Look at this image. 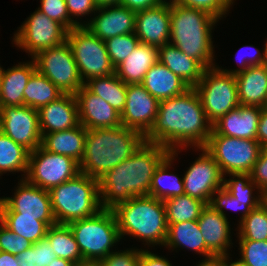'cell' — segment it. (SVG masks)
<instances>
[{
  "instance_id": "6da1fadb",
  "label": "cell",
  "mask_w": 267,
  "mask_h": 266,
  "mask_svg": "<svg viewBox=\"0 0 267 266\" xmlns=\"http://www.w3.org/2000/svg\"><path fill=\"white\" fill-rule=\"evenodd\" d=\"M212 133L202 102L194 87L159 102L155 123L145 136L146 143L158 144L170 151L180 148H204Z\"/></svg>"
},
{
  "instance_id": "7a4b0ae2",
  "label": "cell",
  "mask_w": 267,
  "mask_h": 266,
  "mask_svg": "<svg viewBox=\"0 0 267 266\" xmlns=\"http://www.w3.org/2000/svg\"><path fill=\"white\" fill-rule=\"evenodd\" d=\"M170 154L164 146L145 142L128 159L106 172L98 180L102 208L113 209L133 197L147 196L156 169Z\"/></svg>"
},
{
  "instance_id": "3957f363",
  "label": "cell",
  "mask_w": 267,
  "mask_h": 266,
  "mask_svg": "<svg viewBox=\"0 0 267 266\" xmlns=\"http://www.w3.org/2000/svg\"><path fill=\"white\" fill-rule=\"evenodd\" d=\"M170 12V43L206 69L217 66L213 32L220 20L205 10L175 1L170 2Z\"/></svg>"
},
{
  "instance_id": "277c9868",
  "label": "cell",
  "mask_w": 267,
  "mask_h": 266,
  "mask_svg": "<svg viewBox=\"0 0 267 266\" xmlns=\"http://www.w3.org/2000/svg\"><path fill=\"white\" fill-rule=\"evenodd\" d=\"M145 136L123 125L88 130L80 172L99 180L106 172L133 155Z\"/></svg>"
},
{
  "instance_id": "5b68a950",
  "label": "cell",
  "mask_w": 267,
  "mask_h": 266,
  "mask_svg": "<svg viewBox=\"0 0 267 266\" xmlns=\"http://www.w3.org/2000/svg\"><path fill=\"white\" fill-rule=\"evenodd\" d=\"M111 210L122 242L129 237L141 242L143 249L155 250V246H164L168 230L164 201L148 195L137 196Z\"/></svg>"
},
{
  "instance_id": "8992f818",
  "label": "cell",
  "mask_w": 267,
  "mask_h": 266,
  "mask_svg": "<svg viewBox=\"0 0 267 266\" xmlns=\"http://www.w3.org/2000/svg\"><path fill=\"white\" fill-rule=\"evenodd\" d=\"M48 192L57 224L91 217L103 209L98 179L82 172Z\"/></svg>"
},
{
  "instance_id": "52a82bcc",
  "label": "cell",
  "mask_w": 267,
  "mask_h": 266,
  "mask_svg": "<svg viewBox=\"0 0 267 266\" xmlns=\"http://www.w3.org/2000/svg\"><path fill=\"white\" fill-rule=\"evenodd\" d=\"M83 260L102 261L122 244L115 215L111 209L68 223ZM115 249V250H114Z\"/></svg>"
},
{
  "instance_id": "ba28073f",
  "label": "cell",
  "mask_w": 267,
  "mask_h": 266,
  "mask_svg": "<svg viewBox=\"0 0 267 266\" xmlns=\"http://www.w3.org/2000/svg\"><path fill=\"white\" fill-rule=\"evenodd\" d=\"M66 41L73 52L84 84L90 79L115 73L105 41L93 35L85 26L69 30Z\"/></svg>"
},
{
  "instance_id": "9c48e42d",
  "label": "cell",
  "mask_w": 267,
  "mask_h": 266,
  "mask_svg": "<svg viewBox=\"0 0 267 266\" xmlns=\"http://www.w3.org/2000/svg\"><path fill=\"white\" fill-rule=\"evenodd\" d=\"M194 89L212 124L240 105L235 75L223 72L218 66L205 69Z\"/></svg>"
},
{
  "instance_id": "30bf717a",
  "label": "cell",
  "mask_w": 267,
  "mask_h": 266,
  "mask_svg": "<svg viewBox=\"0 0 267 266\" xmlns=\"http://www.w3.org/2000/svg\"><path fill=\"white\" fill-rule=\"evenodd\" d=\"M204 149L214 158L223 175L251 173L262 151L257 140L211 134Z\"/></svg>"
},
{
  "instance_id": "8fae6325",
  "label": "cell",
  "mask_w": 267,
  "mask_h": 266,
  "mask_svg": "<svg viewBox=\"0 0 267 266\" xmlns=\"http://www.w3.org/2000/svg\"><path fill=\"white\" fill-rule=\"evenodd\" d=\"M67 33L68 30L62 24L35 9L10 38L14 47L25 51L32 58L41 50L66 42Z\"/></svg>"
},
{
  "instance_id": "7c38bea8",
  "label": "cell",
  "mask_w": 267,
  "mask_h": 266,
  "mask_svg": "<svg viewBox=\"0 0 267 266\" xmlns=\"http://www.w3.org/2000/svg\"><path fill=\"white\" fill-rule=\"evenodd\" d=\"M79 173V163L73 158L49 152L40 146L29 153L25 179L30 184L49 191Z\"/></svg>"
},
{
  "instance_id": "4fadbf2b",
  "label": "cell",
  "mask_w": 267,
  "mask_h": 266,
  "mask_svg": "<svg viewBox=\"0 0 267 266\" xmlns=\"http://www.w3.org/2000/svg\"><path fill=\"white\" fill-rule=\"evenodd\" d=\"M32 58L36 69L62 93L75 94L84 85L67 41L57 47L41 50Z\"/></svg>"
},
{
  "instance_id": "5bb4252c",
  "label": "cell",
  "mask_w": 267,
  "mask_h": 266,
  "mask_svg": "<svg viewBox=\"0 0 267 266\" xmlns=\"http://www.w3.org/2000/svg\"><path fill=\"white\" fill-rule=\"evenodd\" d=\"M11 196L0 200V212H17L20 216L36 217L49 227L56 224L50 195L47 190L30 184L26 179H18Z\"/></svg>"
},
{
  "instance_id": "9a60e30c",
  "label": "cell",
  "mask_w": 267,
  "mask_h": 266,
  "mask_svg": "<svg viewBox=\"0 0 267 266\" xmlns=\"http://www.w3.org/2000/svg\"><path fill=\"white\" fill-rule=\"evenodd\" d=\"M200 152L194 162L183 173L185 194L209 205L212 195L223 187L224 175L214 158L204 148H194Z\"/></svg>"
},
{
  "instance_id": "2e32d148",
  "label": "cell",
  "mask_w": 267,
  "mask_h": 266,
  "mask_svg": "<svg viewBox=\"0 0 267 266\" xmlns=\"http://www.w3.org/2000/svg\"><path fill=\"white\" fill-rule=\"evenodd\" d=\"M0 131L29 152L41 146L38 110L26 105L0 107Z\"/></svg>"
},
{
  "instance_id": "e0dca14e",
  "label": "cell",
  "mask_w": 267,
  "mask_h": 266,
  "mask_svg": "<svg viewBox=\"0 0 267 266\" xmlns=\"http://www.w3.org/2000/svg\"><path fill=\"white\" fill-rule=\"evenodd\" d=\"M159 102L141 84H128L122 125L146 136L155 123Z\"/></svg>"
},
{
  "instance_id": "ac0fdd59",
  "label": "cell",
  "mask_w": 267,
  "mask_h": 266,
  "mask_svg": "<svg viewBox=\"0 0 267 266\" xmlns=\"http://www.w3.org/2000/svg\"><path fill=\"white\" fill-rule=\"evenodd\" d=\"M136 12L119 4L98 7L85 27L101 40L135 33Z\"/></svg>"
},
{
  "instance_id": "d6986e66",
  "label": "cell",
  "mask_w": 267,
  "mask_h": 266,
  "mask_svg": "<svg viewBox=\"0 0 267 266\" xmlns=\"http://www.w3.org/2000/svg\"><path fill=\"white\" fill-rule=\"evenodd\" d=\"M170 1L136 12L135 34L140 43L161 47L170 43Z\"/></svg>"
},
{
  "instance_id": "ffe728a7",
  "label": "cell",
  "mask_w": 267,
  "mask_h": 266,
  "mask_svg": "<svg viewBox=\"0 0 267 266\" xmlns=\"http://www.w3.org/2000/svg\"><path fill=\"white\" fill-rule=\"evenodd\" d=\"M79 122L87 130L121 126V113L83 85L76 93Z\"/></svg>"
},
{
  "instance_id": "44dd1931",
  "label": "cell",
  "mask_w": 267,
  "mask_h": 266,
  "mask_svg": "<svg viewBox=\"0 0 267 266\" xmlns=\"http://www.w3.org/2000/svg\"><path fill=\"white\" fill-rule=\"evenodd\" d=\"M197 221L206 247L215 256L232 255L230 251L235 243L229 217L206 205Z\"/></svg>"
},
{
  "instance_id": "7402d4cb",
  "label": "cell",
  "mask_w": 267,
  "mask_h": 266,
  "mask_svg": "<svg viewBox=\"0 0 267 266\" xmlns=\"http://www.w3.org/2000/svg\"><path fill=\"white\" fill-rule=\"evenodd\" d=\"M41 135L77 127L79 122L78 104L75 94L63 93L55 101L39 110Z\"/></svg>"
},
{
  "instance_id": "603a6c76",
  "label": "cell",
  "mask_w": 267,
  "mask_h": 266,
  "mask_svg": "<svg viewBox=\"0 0 267 266\" xmlns=\"http://www.w3.org/2000/svg\"><path fill=\"white\" fill-rule=\"evenodd\" d=\"M261 110L257 106L239 105L212 124L211 134L257 140Z\"/></svg>"
},
{
  "instance_id": "cb8c5ba5",
  "label": "cell",
  "mask_w": 267,
  "mask_h": 266,
  "mask_svg": "<svg viewBox=\"0 0 267 266\" xmlns=\"http://www.w3.org/2000/svg\"><path fill=\"white\" fill-rule=\"evenodd\" d=\"M14 64L7 69L0 63V107L24 105V89L36 64L33 58Z\"/></svg>"
},
{
  "instance_id": "d4e9b609",
  "label": "cell",
  "mask_w": 267,
  "mask_h": 266,
  "mask_svg": "<svg viewBox=\"0 0 267 266\" xmlns=\"http://www.w3.org/2000/svg\"><path fill=\"white\" fill-rule=\"evenodd\" d=\"M169 252L179 253L186 251L194 252L200 258L215 256L207 247L199 229L197 220L168 224L167 237L163 246Z\"/></svg>"
},
{
  "instance_id": "484cf974",
  "label": "cell",
  "mask_w": 267,
  "mask_h": 266,
  "mask_svg": "<svg viewBox=\"0 0 267 266\" xmlns=\"http://www.w3.org/2000/svg\"><path fill=\"white\" fill-rule=\"evenodd\" d=\"M240 105L267 107V63L235 75Z\"/></svg>"
},
{
  "instance_id": "4316f807",
  "label": "cell",
  "mask_w": 267,
  "mask_h": 266,
  "mask_svg": "<svg viewBox=\"0 0 267 266\" xmlns=\"http://www.w3.org/2000/svg\"><path fill=\"white\" fill-rule=\"evenodd\" d=\"M158 61V47L139 43L132 53L115 67V74L127 85L141 84L147 71Z\"/></svg>"
},
{
  "instance_id": "83f0119b",
  "label": "cell",
  "mask_w": 267,
  "mask_h": 266,
  "mask_svg": "<svg viewBox=\"0 0 267 266\" xmlns=\"http://www.w3.org/2000/svg\"><path fill=\"white\" fill-rule=\"evenodd\" d=\"M184 150L185 152L186 150L188 151L187 148L171 151V154L156 169L148 196L164 201L165 199L185 194L183 177H181L183 175L173 173L174 169L176 170L173 167L175 166L174 162L181 159L178 158V154Z\"/></svg>"
},
{
  "instance_id": "f1b7e54d",
  "label": "cell",
  "mask_w": 267,
  "mask_h": 266,
  "mask_svg": "<svg viewBox=\"0 0 267 266\" xmlns=\"http://www.w3.org/2000/svg\"><path fill=\"white\" fill-rule=\"evenodd\" d=\"M158 55L159 62L190 87H195L198 84L206 69L199 61L188 57L171 43L159 47Z\"/></svg>"
},
{
  "instance_id": "f546056e",
  "label": "cell",
  "mask_w": 267,
  "mask_h": 266,
  "mask_svg": "<svg viewBox=\"0 0 267 266\" xmlns=\"http://www.w3.org/2000/svg\"><path fill=\"white\" fill-rule=\"evenodd\" d=\"M141 85L159 101L180 95L190 88L159 61L147 71Z\"/></svg>"
},
{
  "instance_id": "4dcf8cb0",
  "label": "cell",
  "mask_w": 267,
  "mask_h": 266,
  "mask_svg": "<svg viewBox=\"0 0 267 266\" xmlns=\"http://www.w3.org/2000/svg\"><path fill=\"white\" fill-rule=\"evenodd\" d=\"M87 129L79 124L77 127L44 134L41 146L52 153L73 158L79 164L84 156Z\"/></svg>"
},
{
  "instance_id": "1f68e13d",
  "label": "cell",
  "mask_w": 267,
  "mask_h": 266,
  "mask_svg": "<svg viewBox=\"0 0 267 266\" xmlns=\"http://www.w3.org/2000/svg\"><path fill=\"white\" fill-rule=\"evenodd\" d=\"M29 151L0 131V180L4 174L20 173L25 179L28 171ZM23 173V174H22Z\"/></svg>"
},
{
  "instance_id": "d6a6232c",
  "label": "cell",
  "mask_w": 267,
  "mask_h": 266,
  "mask_svg": "<svg viewBox=\"0 0 267 266\" xmlns=\"http://www.w3.org/2000/svg\"><path fill=\"white\" fill-rule=\"evenodd\" d=\"M92 93L100 96L115 110H124L127 96V84L115 73L106 77L93 78L84 84Z\"/></svg>"
},
{
  "instance_id": "836d02e7",
  "label": "cell",
  "mask_w": 267,
  "mask_h": 266,
  "mask_svg": "<svg viewBox=\"0 0 267 266\" xmlns=\"http://www.w3.org/2000/svg\"><path fill=\"white\" fill-rule=\"evenodd\" d=\"M62 94L54 83L36 69L24 89V105L39 110L42 106L55 101Z\"/></svg>"
},
{
  "instance_id": "e575fe53",
  "label": "cell",
  "mask_w": 267,
  "mask_h": 266,
  "mask_svg": "<svg viewBox=\"0 0 267 266\" xmlns=\"http://www.w3.org/2000/svg\"><path fill=\"white\" fill-rule=\"evenodd\" d=\"M46 238L57 257L77 264L83 260L74 234L68 224H54L46 233Z\"/></svg>"
},
{
  "instance_id": "d590c367",
  "label": "cell",
  "mask_w": 267,
  "mask_h": 266,
  "mask_svg": "<svg viewBox=\"0 0 267 266\" xmlns=\"http://www.w3.org/2000/svg\"><path fill=\"white\" fill-rule=\"evenodd\" d=\"M0 222L33 244L46 237L49 228L44 221L36 220V217L20 216L17 212H0Z\"/></svg>"
},
{
  "instance_id": "8d00e7d4",
  "label": "cell",
  "mask_w": 267,
  "mask_h": 266,
  "mask_svg": "<svg viewBox=\"0 0 267 266\" xmlns=\"http://www.w3.org/2000/svg\"><path fill=\"white\" fill-rule=\"evenodd\" d=\"M168 224L198 220L206 203L183 194L164 200Z\"/></svg>"
},
{
  "instance_id": "74e56055",
  "label": "cell",
  "mask_w": 267,
  "mask_h": 266,
  "mask_svg": "<svg viewBox=\"0 0 267 266\" xmlns=\"http://www.w3.org/2000/svg\"><path fill=\"white\" fill-rule=\"evenodd\" d=\"M233 231H236L237 240H267V209L261 204L253 209L237 225Z\"/></svg>"
},
{
  "instance_id": "f35d334b",
  "label": "cell",
  "mask_w": 267,
  "mask_h": 266,
  "mask_svg": "<svg viewBox=\"0 0 267 266\" xmlns=\"http://www.w3.org/2000/svg\"><path fill=\"white\" fill-rule=\"evenodd\" d=\"M261 200H241L233 197L228 191L223 187L218 189L210 200L209 205L215 210L219 211L225 217L229 216L227 211H237L239 213V218H237L238 225L244 217H246L253 209L260 205Z\"/></svg>"
},
{
  "instance_id": "ab89813d",
  "label": "cell",
  "mask_w": 267,
  "mask_h": 266,
  "mask_svg": "<svg viewBox=\"0 0 267 266\" xmlns=\"http://www.w3.org/2000/svg\"><path fill=\"white\" fill-rule=\"evenodd\" d=\"M223 188L236 199L261 200V190L251 179L249 173H230L225 175Z\"/></svg>"
},
{
  "instance_id": "60d3db41",
  "label": "cell",
  "mask_w": 267,
  "mask_h": 266,
  "mask_svg": "<svg viewBox=\"0 0 267 266\" xmlns=\"http://www.w3.org/2000/svg\"><path fill=\"white\" fill-rule=\"evenodd\" d=\"M56 257L46 237L17 255L20 266H48Z\"/></svg>"
},
{
  "instance_id": "b9f144b4",
  "label": "cell",
  "mask_w": 267,
  "mask_h": 266,
  "mask_svg": "<svg viewBox=\"0 0 267 266\" xmlns=\"http://www.w3.org/2000/svg\"><path fill=\"white\" fill-rule=\"evenodd\" d=\"M140 40L135 33L118 35L105 41L108 55L114 67L124 61L138 46Z\"/></svg>"
},
{
  "instance_id": "7bdbcfd3",
  "label": "cell",
  "mask_w": 267,
  "mask_h": 266,
  "mask_svg": "<svg viewBox=\"0 0 267 266\" xmlns=\"http://www.w3.org/2000/svg\"><path fill=\"white\" fill-rule=\"evenodd\" d=\"M238 242V243H237ZM239 260L246 266H267V240H236Z\"/></svg>"
},
{
  "instance_id": "ee69618b",
  "label": "cell",
  "mask_w": 267,
  "mask_h": 266,
  "mask_svg": "<svg viewBox=\"0 0 267 266\" xmlns=\"http://www.w3.org/2000/svg\"><path fill=\"white\" fill-rule=\"evenodd\" d=\"M258 46L255 45H243L241 48H239L238 52H236V63H238L235 68H224L220 65H217L223 72L236 75L242 71H245L247 68L251 66L256 65H262L267 63L266 57H265V51L264 47H262V51L260 48H257ZM245 48L250 51H246ZM252 50V51H251ZM244 51V52H243ZM248 52V53H246ZM239 53V54H238ZM240 56V57H239ZM238 67V68H237Z\"/></svg>"
},
{
  "instance_id": "f6af8a7d",
  "label": "cell",
  "mask_w": 267,
  "mask_h": 266,
  "mask_svg": "<svg viewBox=\"0 0 267 266\" xmlns=\"http://www.w3.org/2000/svg\"><path fill=\"white\" fill-rule=\"evenodd\" d=\"M236 0H175L176 3L196 9H202L219 20H224L228 16Z\"/></svg>"
},
{
  "instance_id": "bcb514c9",
  "label": "cell",
  "mask_w": 267,
  "mask_h": 266,
  "mask_svg": "<svg viewBox=\"0 0 267 266\" xmlns=\"http://www.w3.org/2000/svg\"><path fill=\"white\" fill-rule=\"evenodd\" d=\"M40 12L62 24L68 31L78 27L70 18L65 0H40Z\"/></svg>"
},
{
  "instance_id": "7dc6e473",
  "label": "cell",
  "mask_w": 267,
  "mask_h": 266,
  "mask_svg": "<svg viewBox=\"0 0 267 266\" xmlns=\"http://www.w3.org/2000/svg\"><path fill=\"white\" fill-rule=\"evenodd\" d=\"M65 2L71 20L78 27L85 26L98 9L94 0H65ZM84 17L85 20H82Z\"/></svg>"
},
{
  "instance_id": "c3c4849f",
  "label": "cell",
  "mask_w": 267,
  "mask_h": 266,
  "mask_svg": "<svg viewBox=\"0 0 267 266\" xmlns=\"http://www.w3.org/2000/svg\"><path fill=\"white\" fill-rule=\"evenodd\" d=\"M32 244L26 238L15 234L0 222V251L17 256L27 248H30Z\"/></svg>"
},
{
  "instance_id": "681fc988",
  "label": "cell",
  "mask_w": 267,
  "mask_h": 266,
  "mask_svg": "<svg viewBox=\"0 0 267 266\" xmlns=\"http://www.w3.org/2000/svg\"><path fill=\"white\" fill-rule=\"evenodd\" d=\"M141 248L136 246L111 252L101 262V266H138Z\"/></svg>"
},
{
  "instance_id": "f907efd6",
  "label": "cell",
  "mask_w": 267,
  "mask_h": 266,
  "mask_svg": "<svg viewBox=\"0 0 267 266\" xmlns=\"http://www.w3.org/2000/svg\"><path fill=\"white\" fill-rule=\"evenodd\" d=\"M250 175L260 190L267 186V155L263 151H261Z\"/></svg>"
},
{
  "instance_id": "816d5d0a",
  "label": "cell",
  "mask_w": 267,
  "mask_h": 266,
  "mask_svg": "<svg viewBox=\"0 0 267 266\" xmlns=\"http://www.w3.org/2000/svg\"><path fill=\"white\" fill-rule=\"evenodd\" d=\"M138 266H175L166 256L158 255V252L154 253L151 249H142Z\"/></svg>"
},
{
  "instance_id": "f5cc1de1",
  "label": "cell",
  "mask_w": 267,
  "mask_h": 266,
  "mask_svg": "<svg viewBox=\"0 0 267 266\" xmlns=\"http://www.w3.org/2000/svg\"><path fill=\"white\" fill-rule=\"evenodd\" d=\"M165 0H119V5L135 12L155 7Z\"/></svg>"
},
{
  "instance_id": "db71d44e",
  "label": "cell",
  "mask_w": 267,
  "mask_h": 266,
  "mask_svg": "<svg viewBox=\"0 0 267 266\" xmlns=\"http://www.w3.org/2000/svg\"><path fill=\"white\" fill-rule=\"evenodd\" d=\"M257 141L261 146L267 144V107H263L257 128Z\"/></svg>"
},
{
  "instance_id": "11a10c76",
  "label": "cell",
  "mask_w": 267,
  "mask_h": 266,
  "mask_svg": "<svg viewBox=\"0 0 267 266\" xmlns=\"http://www.w3.org/2000/svg\"><path fill=\"white\" fill-rule=\"evenodd\" d=\"M195 266H225V256H212L209 258H202Z\"/></svg>"
},
{
  "instance_id": "9f6ffc18",
  "label": "cell",
  "mask_w": 267,
  "mask_h": 266,
  "mask_svg": "<svg viewBox=\"0 0 267 266\" xmlns=\"http://www.w3.org/2000/svg\"><path fill=\"white\" fill-rule=\"evenodd\" d=\"M0 266H20L17 256L0 251Z\"/></svg>"
},
{
  "instance_id": "6f0895ef",
  "label": "cell",
  "mask_w": 267,
  "mask_h": 266,
  "mask_svg": "<svg viewBox=\"0 0 267 266\" xmlns=\"http://www.w3.org/2000/svg\"><path fill=\"white\" fill-rule=\"evenodd\" d=\"M48 266H75L73 262L56 257Z\"/></svg>"
},
{
  "instance_id": "680465c9",
  "label": "cell",
  "mask_w": 267,
  "mask_h": 266,
  "mask_svg": "<svg viewBox=\"0 0 267 266\" xmlns=\"http://www.w3.org/2000/svg\"><path fill=\"white\" fill-rule=\"evenodd\" d=\"M230 256L232 255H225V266H246L238 259V257L233 260Z\"/></svg>"
},
{
  "instance_id": "91938a15",
  "label": "cell",
  "mask_w": 267,
  "mask_h": 266,
  "mask_svg": "<svg viewBox=\"0 0 267 266\" xmlns=\"http://www.w3.org/2000/svg\"><path fill=\"white\" fill-rule=\"evenodd\" d=\"M98 7L119 4V0H94Z\"/></svg>"
},
{
  "instance_id": "94428289",
  "label": "cell",
  "mask_w": 267,
  "mask_h": 266,
  "mask_svg": "<svg viewBox=\"0 0 267 266\" xmlns=\"http://www.w3.org/2000/svg\"><path fill=\"white\" fill-rule=\"evenodd\" d=\"M75 266H101V262L92 260H82L75 264Z\"/></svg>"
},
{
  "instance_id": "6125c7cd",
  "label": "cell",
  "mask_w": 267,
  "mask_h": 266,
  "mask_svg": "<svg viewBox=\"0 0 267 266\" xmlns=\"http://www.w3.org/2000/svg\"><path fill=\"white\" fill-rule=\"evenodd\" d=\"M260 204L267 209V186L261 190V202Z\"/></svg>"
},
{
  "instance_id": "be15d7a7",
  "label": "cell",
  "mask_w": 267,
  "mask_h": 266,
  "mask_svg": "<svg viewBox=\"0 0 267 266\" xmlns=\"http://www.w3.org/2000/svg\"><path fill=\"white\" fill-rule=\"evenodd\" d=\"M264 51H265V57H266V60H267V37H266V41L264 43Z\"/></svg>"
},
{
  "instance_id": "e7e4bbea",
  "label": "cell",
  "mask_w": 267,
  "mask_h": 266,
  "mask_svg": "<svg viewBox=\"0 0 267 266\" xmlns=\"http://www.w3.org/2000/svg\"><path fill=\"white\" fill-rule=\"evenodd\" d=\"M262 151L267 155V144L262 146Z\"/></svg>"
}]
</instances>
